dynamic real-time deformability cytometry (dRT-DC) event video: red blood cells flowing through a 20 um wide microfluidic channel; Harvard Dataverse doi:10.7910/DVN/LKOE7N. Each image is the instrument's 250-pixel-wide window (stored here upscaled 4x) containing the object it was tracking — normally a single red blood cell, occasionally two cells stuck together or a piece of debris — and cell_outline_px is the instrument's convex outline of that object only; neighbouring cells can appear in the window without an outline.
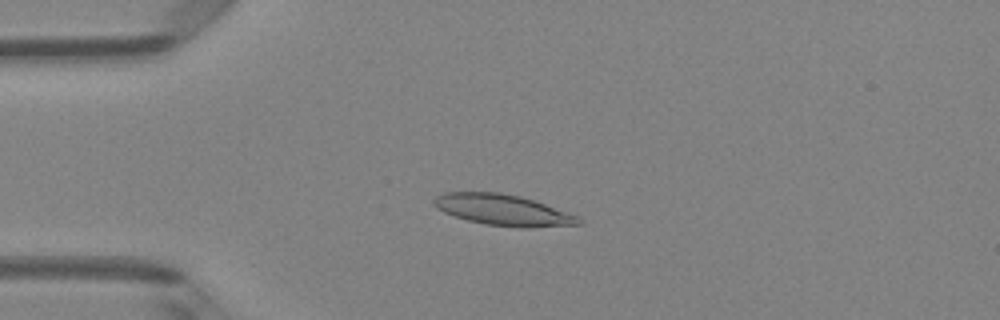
{"species": "Egyptian fruit bat (a non-hibernating species)", "species_latin": "Rousettus aegyptiacus", "temperature_condition": "room temperature", "stored_images_in_passage": 49, "camera_frame_rate_fps": 3000, "um_per_image_px": 0.085, "animal": {"sex": "female"}, "frame": {"image": 1, "passage_image": 12, "time_ms": 3.667, "image_size_px": [1000, 320], "cell_outline_px": [[584, 220], [580, 224], [528, 228], [484, 224], [468, 220], [444, 212], [436, 208], [432, 204], [432, 200], [436, 196], [444, 192], [500, 192], [520, 196], [580, 216]], "centroid_in_image_um": [42.75, 17.84], "position_along_channel_um": 42.2, "area_um2": 26.13}}
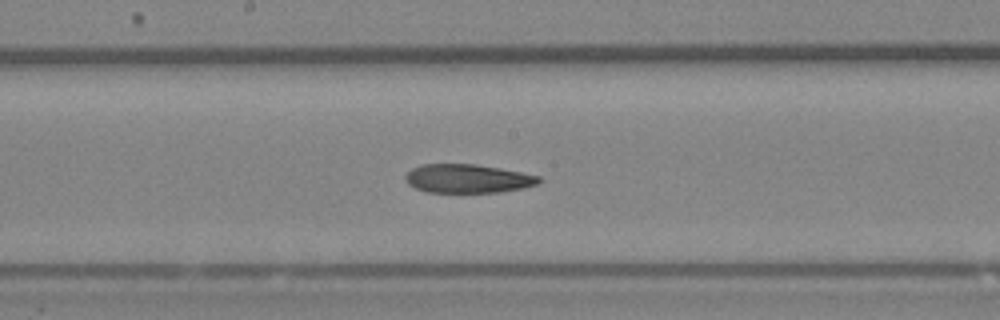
{"frame": {"image": 2, "passage_image": 26, "time_ms": 8.333, "image_size_px": [1000, 320], "cell_outline_px": [[544, 180], [536, 184], [524, 188], [500, 192], [428, 192], [416, 188], [408, 184], [404, 180], [404, 176], [412, 168], [420, 164], [476, 164], [520, 172], [540, 176]], "centroid_in_image_um": [39.75, 15.18], "position_along_channel_um": 208.5, "area_um2": 22.37}}
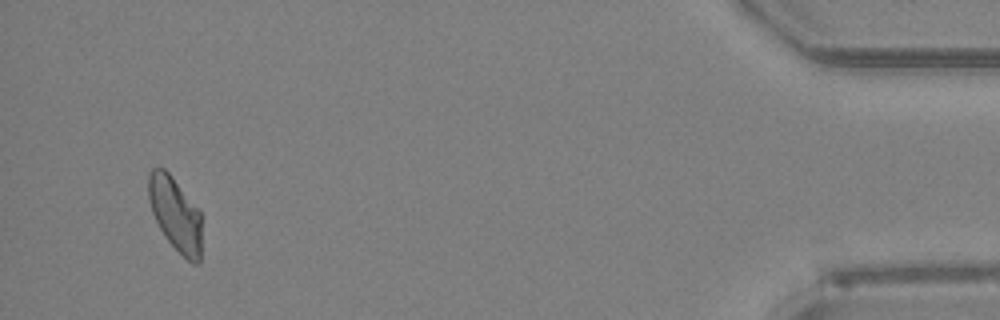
{"frame": {"image": 3, "passage_image": 47, "time_ms": 15.333, "image_size_px": [1000, 320], "cell_outline_px": [[200, 264], [192, 264], [164, 236], [152, 212], [148, 196], [148, 176], [152, 168], [164, 168], [172, 176], [200, 208]], "centroid_in_image_um": [14.91, 18.16], "position_along_channel_um": 420.3, "area_um2": 22.83}}